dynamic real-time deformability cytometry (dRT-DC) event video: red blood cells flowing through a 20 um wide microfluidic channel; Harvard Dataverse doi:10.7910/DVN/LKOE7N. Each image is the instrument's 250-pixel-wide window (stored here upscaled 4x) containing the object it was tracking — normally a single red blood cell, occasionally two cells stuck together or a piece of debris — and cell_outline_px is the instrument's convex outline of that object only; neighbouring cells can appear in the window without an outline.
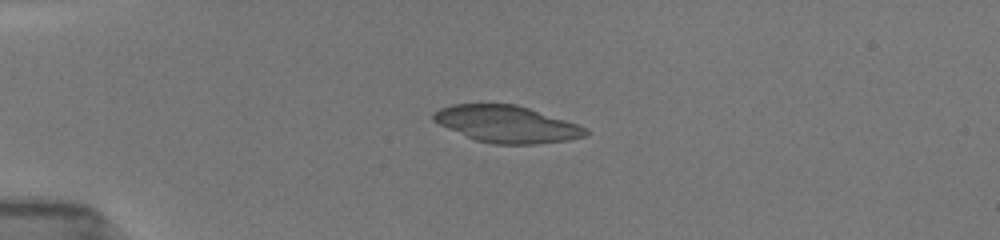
{"species": "common noctule bat (a hibernating species)", "species_latin": "Nyctalus noctula", "temperature_condition": "room temperature", "stored_images_in_passage": 24, "camera_frame_rate_fps": 3000, "um_per_image_px": 0.085, "animal": {"sex": "female", "body_mass_g": 19.5, "forearm_length_mm": 54.1}, "frame": {"image": 1, "passage_image": 10, "time_ms": 3.667, "image_size_px": [1000, 240], "cell_outline_px": [[588, 132], [584, 136], [568, 140], [536, 144], [492, 144], [476, 140], [448, 128], [432, 120], [432, 112], [440, 108], [452, 104], [516, 104], [588, 128]], "centroid_in_image_um": [43.04, 10.55], "position_along_channel_um": 42.0, "area_um2": 32.31}}